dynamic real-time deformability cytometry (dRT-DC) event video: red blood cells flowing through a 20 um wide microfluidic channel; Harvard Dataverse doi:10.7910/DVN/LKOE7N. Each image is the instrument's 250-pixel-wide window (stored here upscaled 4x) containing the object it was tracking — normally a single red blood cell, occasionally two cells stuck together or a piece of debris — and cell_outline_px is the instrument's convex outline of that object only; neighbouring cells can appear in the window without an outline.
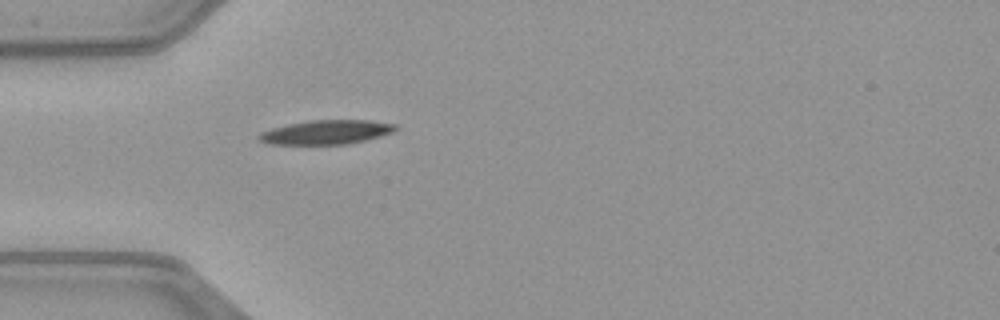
{"species": "common noctule bat (a hibernating species)", "species_latin": "Nyctalus noctula", "temperature_condition": "warm", "stored_images_in_passage": 36, "camera_frame_rate_fps": 3000, "um_per_image_px": 0.085, "animal": {"sex": "female", "body_mass_g": 21.9}, "frame": {"image": 1, "passage_image": 1, "time_ms": 0.0, "image_size_px": [1000, 320], "cell_outline_px": [[396, 128], [392, 132], [380, 136], [348, 144], [268, 144], [260, 140], [256, 136], [260, 132], [272, 128], [288, 124], [308, 120], [368, 120], [396, 124]], "centroid_in_image_um": [27.69, 11.23], "position_along_channel_um": 57.3, "area_um2": 19.13}}
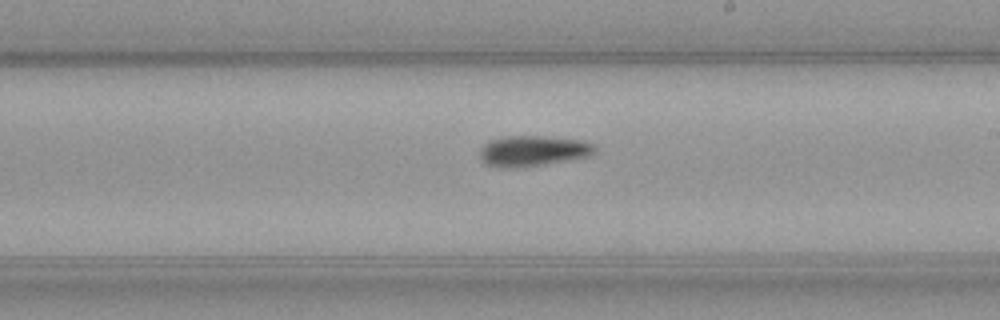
{"frame": {"image": 2, "passage_image": 15, "time_ms": 4.667, "image_size_px": [1000, 320], "cell_outline_px": [[596, 152], [592, 156], [544, 164], [516, 168], [500, 168], [484, 164], [480, 160], [480, 148], [488, 140], [504, 136], [540, 136], [584, 140], [592, 144], [596, 148]], "centroid_in_image_um": [45.27, 12.83], "position_along_channel_um": 243.7, "area_um2": 20.87}}
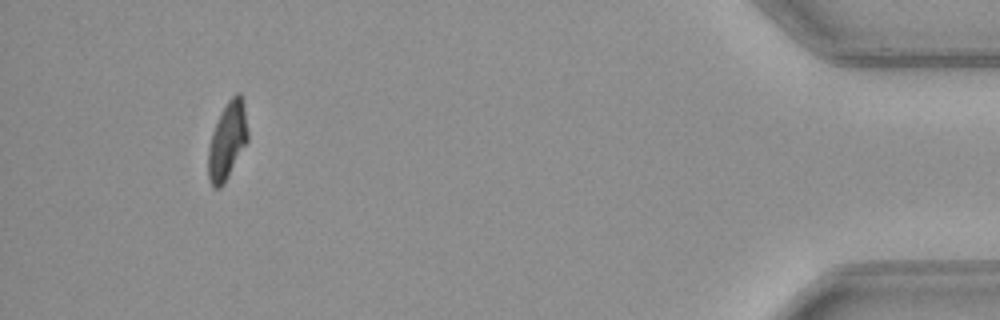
{"frame": {"image": 3, "passage_image": 33, "time_ms": 10.667, "image_size_px": [1000, 320], "cell_outline_px": [[248, 140], [224, 184], [220, 188], [212, 188], [208, 176], [208, 148], [212, 132], [220, 112], [228, 100], [236, 92], [240, 92], [244, 104], [248, 132]], "centroid_in_image_um": [19.31, 11.95], "position_along_channel_um": 415.9, "area_um2": 17.92}, "authors_computed_cell_mechanics": {"area_um2": 19.1896, "velocity_mm_per_s": 4.0728, "shape_relaxation_time_tau1_ms": 4.2956, "shape_relaxation_time_tau2_ms": null, "deformation_change_tau1": 0.1584, "deformation_change_tau2": null}}